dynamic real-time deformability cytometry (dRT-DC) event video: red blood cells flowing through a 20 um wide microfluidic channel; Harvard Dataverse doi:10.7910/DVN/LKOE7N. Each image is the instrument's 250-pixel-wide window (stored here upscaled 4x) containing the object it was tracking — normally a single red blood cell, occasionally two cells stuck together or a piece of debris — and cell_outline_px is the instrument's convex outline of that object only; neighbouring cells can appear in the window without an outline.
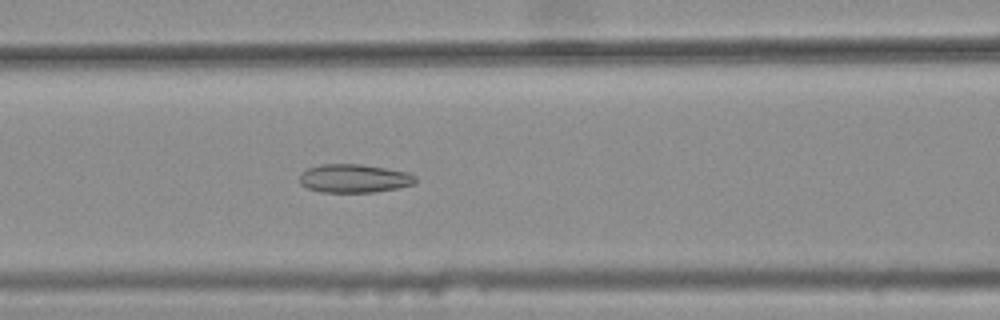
{"species": "common noctule bat (a hibernating species)", "species_latin": "Nyctalus noctula", "temperature_condition": "warm", "stored_images_in_passage": 36, "camera_frame_rate_fps": 3000, "um_per_image_px": 0.085, "animal": {"sex": "female", "body_mass_g": 25.1}, "frame": {"image": 1, "passage_image": 17, "time_ms": 5.333, "image_size_px": [1000, 320], "cell_outline_px": [[416, 180], [412, 184], [396, 188], [372, 192], [320, 192], [308, 188], [300, 184], [300, 172], [308, 168], [320, 164], [360, 164], [388, 168], [408, 172], [416, 176]], "centroid_in_image_um": [30.07, 15.15], "position_along_channel_um": 136.5, "area_um2": 19.25}}
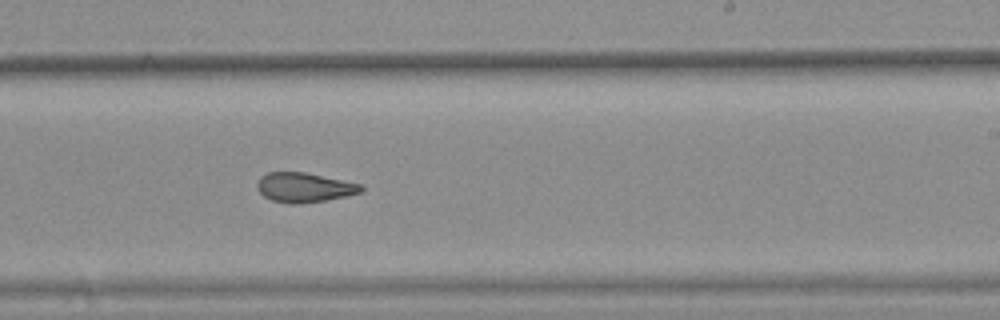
{"frame": {"image": 2, "passage_image": 27, "time_ms": 8.667, "image_size_px": [1000, 320], "cell_outline_px": [[364, 188], [360, 192], [328, 200], [300, 204], [288, 204], [272, 200], [264, 196], [256, 188], [256, 184], [260, 176], [268, 172], [304, 172], [360, 184]], "centroid_in_image_um": [25.8, 15.94], "position_along_channel_um": 263.2, "area_um2": 17.86}}
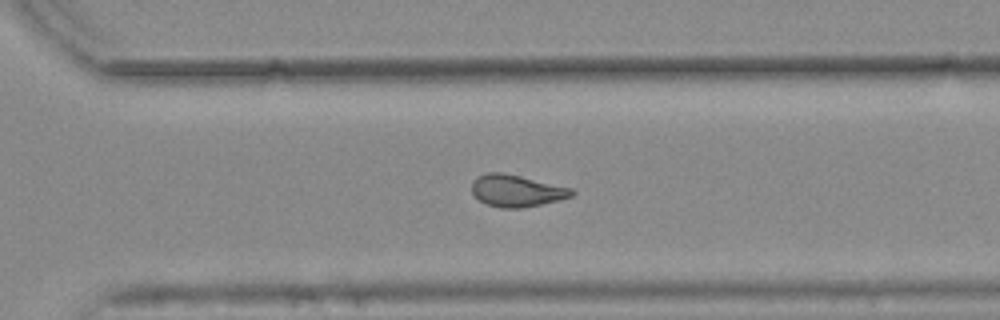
{"frame": {"image": 3, "passage_image": 32, "time_ms": 10.333, "image_size_px": [1000, 320], "cell_outline_px": [[576, 192], [572, 196], [560, 200], [520, 208], [500, 208], [484, 204], [472, 192], [472, 180], [476, 176], [488, 172], [504, 172], [572, 188]], "centroid_in_image_um": [43.89, 16.2], "position_along_channel_um": 326.7, "area_um2": 18.73}, "authors_computed_cell_mechanics": {"area_um2": 19.1318, "velocity_mm_per_s": 3.8079, "shape_relaxation_time_tau1_ms": null, "shape_relaxation_time_tau2_ms": 2.4632, "deformation_change_tau1": null, "deformation_change_tau2": 0.1037}}